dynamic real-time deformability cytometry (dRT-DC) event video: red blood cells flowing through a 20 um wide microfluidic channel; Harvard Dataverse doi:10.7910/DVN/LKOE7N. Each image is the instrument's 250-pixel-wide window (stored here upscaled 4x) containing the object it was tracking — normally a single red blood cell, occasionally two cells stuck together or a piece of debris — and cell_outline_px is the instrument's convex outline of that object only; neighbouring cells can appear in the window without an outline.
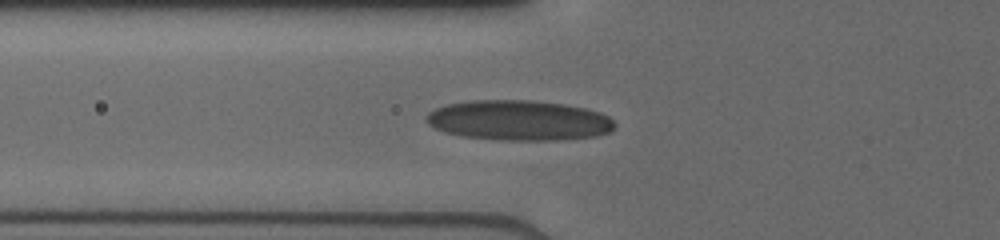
{"species": "human", "species_latin": "Homo sapiens", "temperature_condition": "cold", "stored_images_in_passage": 8, "camera_frame_rate_fps": 3000, "um_per_image_px": 0.085, "donor": {"sex": "male"}, "frame": {"image": 1, "passage_image": 2, "time_ms": 0.333, "image_size_px": [1000, 240], "cell_outline_px": [[616, 128], [608, 132], [596, 136], [560, 140], [500, 140], [460, 136], [444, 132], [428, 124], [424, 116], [428, 112], [436, 108], [448, 104], [468, 100], [532, 100], [564, 104], [584, 108], [600, 112], [608, 116], [616, 124]], "centroid_in_image_um": [44.09, 10.23], "position_along_channel_um": 81.7, "area_um2": 44.39}}